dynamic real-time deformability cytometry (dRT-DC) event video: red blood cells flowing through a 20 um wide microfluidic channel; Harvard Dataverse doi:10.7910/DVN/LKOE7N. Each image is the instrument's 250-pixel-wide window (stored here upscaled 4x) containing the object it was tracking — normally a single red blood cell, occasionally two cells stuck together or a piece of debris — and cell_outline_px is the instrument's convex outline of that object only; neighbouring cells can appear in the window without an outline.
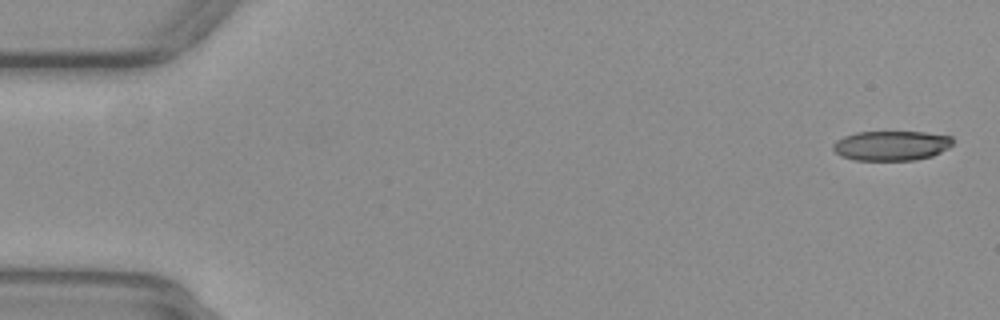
{"species": "common noctule bat (a hibernating species)", "species_latin": "Nyctalus noctula", "temperature_condition": "warm", "stored_images_in_passage": 55, "camera_frame_rate_fps": 3000, "um_per_image_px": 0.085, "animal": {"sex": "female", "body_mass_g": 29.2, "forearm_length_mm": 56.3}, "frame": {"image": 1, "passage_image": 2, "time_ms": 0.333, "image_size_px": [1000, 320], "cell_outline_px": [[952, 144], [948, 148], [932, 156], [916, 160], [856, 160], [840, 156], [832, 148], [832, 144], [836, 140], [844, 136], [856, 132], [924, 132], [952, 136]], "centroid_in_image_um": [75.75, 12.38], "position_along_channel_um": 9.3, "area_um2": 20.81}}
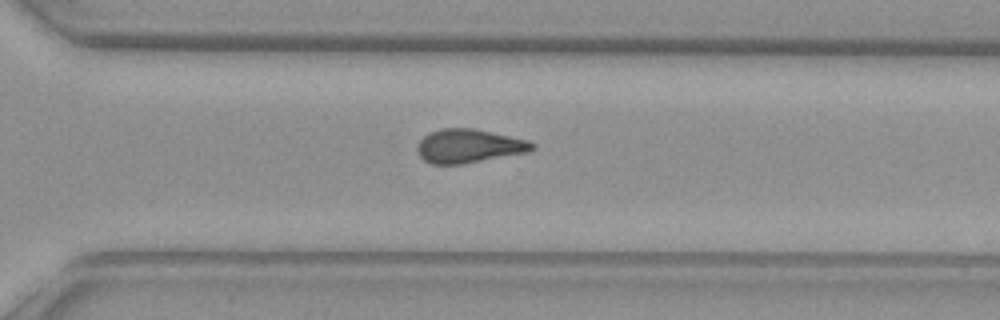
{"frame": {"image": 2, "passage_image": 38, "time_ms": 12.333, "image_size_px": [1000, 320], "cell_outline_px": [[536, 148], [528, 152], [464, 164], [432, 164], [424, 160], [420, 156], [416, 148], [416, 144], [428, 132], [440, 128], [472, 128], [528, 140], [536, 144]], "centroid_in_image_um": [39.84, 12.41], "position_along_channel_um": 330.8, "area_um2": 22.72}}
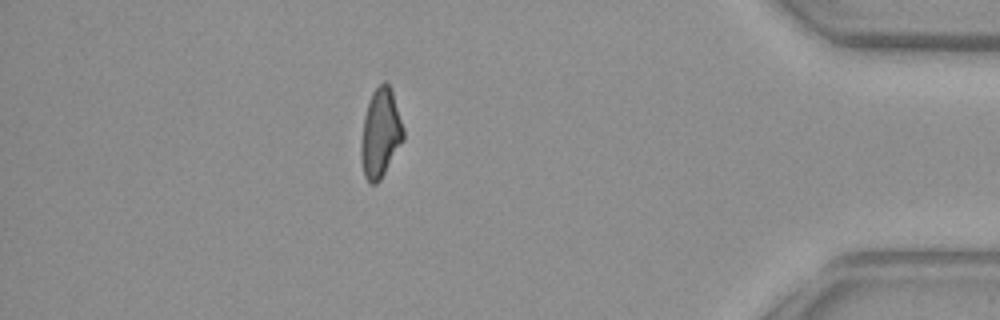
{"frame": {"image": 3, "passage_image": 47, "time_ms": 15.333, "image_size_px": [1000, 320], "cell_outline_px": [[404, 140], [380, 180], [376, 184], [368, 184], [364, 176], [360, 156], [360, 144], [364, 116], [372, 92], [384, 80], [392, 88], [404, 128]], "centroid_in_image_um": [32.34, 11.33], "position_along_channel_um": 402.9, "area_um2": 22.2}}